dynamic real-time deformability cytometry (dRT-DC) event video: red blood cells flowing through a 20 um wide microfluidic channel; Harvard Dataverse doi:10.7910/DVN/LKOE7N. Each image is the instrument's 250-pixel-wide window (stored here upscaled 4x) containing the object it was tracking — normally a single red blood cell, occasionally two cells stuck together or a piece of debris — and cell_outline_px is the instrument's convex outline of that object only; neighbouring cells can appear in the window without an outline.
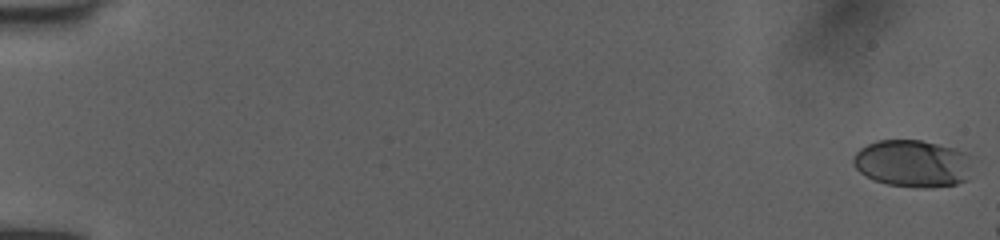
{"species": "human", "species_latin": "Homo sapiens", "temperature_condition": "room temperature", "stored_images_in_passage": 14, "camera_frame_rate_fps": 3000, "um_per_image_px": 0.085, "donor": {"sex": "female"}, "frame": {"image": 1, "passage_image": 1, "time_ms": 0.0, "image_size_px": [1000, 240], "cell_outline_px": [[976, 156], [968, 180], [956, 184], [928, 188], [920, 188], [888, 184], [876, 180], [860, 172], [852, 164], [852, 156], [860, 148], [876, 140], [920, 140], [956, 148]], "centroid_in_image_um": [77.66, 13.88], "position_along_channel_um": 7.3, "area_um2": 33.47}}